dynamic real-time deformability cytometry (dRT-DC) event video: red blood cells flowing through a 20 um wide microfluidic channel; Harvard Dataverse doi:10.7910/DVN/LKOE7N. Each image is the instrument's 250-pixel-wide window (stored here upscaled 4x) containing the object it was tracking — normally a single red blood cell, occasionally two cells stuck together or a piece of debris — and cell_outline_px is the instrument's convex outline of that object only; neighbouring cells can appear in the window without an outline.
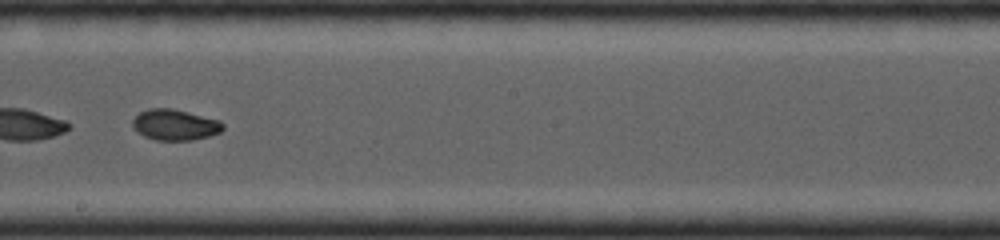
{"species": "common noctule bat (a hibernating species)", "species_latin": "Nyctalus noctula", "temperature_condition": "cold", "stored_images_in_passage": 30, "camera_frame_rate_fps": 4000, "um_per_image_px": 0.085, "animal": {"sex": "female", "body_mass_g": 19.0, "forearm_length_mm": 53.3}, "frame": {"image": 1, "passage_image": 13, "time_ms": 3.0, "image_size_px": [1000, 240], "cell_outline_px": [[224, 128], [220, 132], [208, 136], [192, 140], [156, 140], [144, 136], [132, 128], [132, 120], [140, 112], [148, 108], [172, 108], [220, 120], [224, 124]], "centroid_in_image_um": [14.86, 10.6], "position_along_channel_um": 233.3, "area_um2": 16.3}}